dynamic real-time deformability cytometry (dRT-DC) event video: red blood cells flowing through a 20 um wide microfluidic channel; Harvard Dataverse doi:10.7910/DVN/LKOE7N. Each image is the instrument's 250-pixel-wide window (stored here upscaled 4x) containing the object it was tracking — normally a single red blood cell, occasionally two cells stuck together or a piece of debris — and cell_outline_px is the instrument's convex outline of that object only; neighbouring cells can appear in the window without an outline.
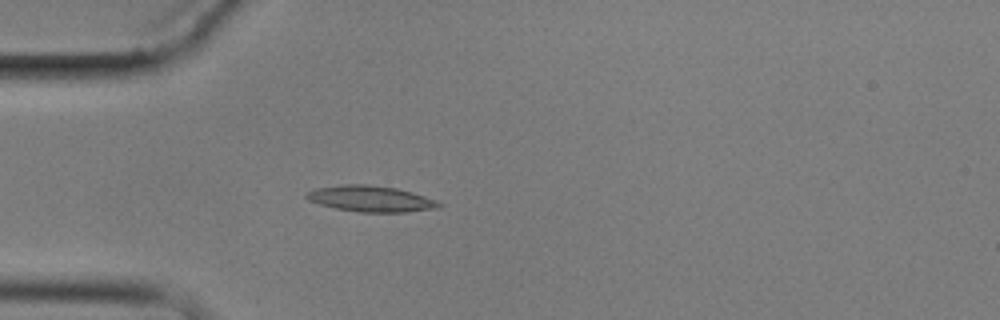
{"species": "common noctule bat (a hibernating species)", "species_latin": "Nyctalus noctula", "temperature_condition": "cold", "stored_images_in_passage": 4, "camera_frame_rate_fps": 3000, "um_per_image_px": 0.085, "animal": {"sex": "male", "body_mass_g": 17.9}, "frame": {"image": 1, "passage_image": 4, "time_ms": 3.333, "image_size_px": [1000, 320], "cell_outline_px": [[444, 204], [440, 208], [404, 212], [360, 212], [336, 208], [320, 204], [308, 200], [304, 196], [308, 192], [316, 188], [348, 184], [364, 184], [396, 188], [412, 192], [436, 200]], "centroid_in_image_um": [31.55, 16.9], "position_along_channel_um": 53.4, "area_um2": 19.94}}